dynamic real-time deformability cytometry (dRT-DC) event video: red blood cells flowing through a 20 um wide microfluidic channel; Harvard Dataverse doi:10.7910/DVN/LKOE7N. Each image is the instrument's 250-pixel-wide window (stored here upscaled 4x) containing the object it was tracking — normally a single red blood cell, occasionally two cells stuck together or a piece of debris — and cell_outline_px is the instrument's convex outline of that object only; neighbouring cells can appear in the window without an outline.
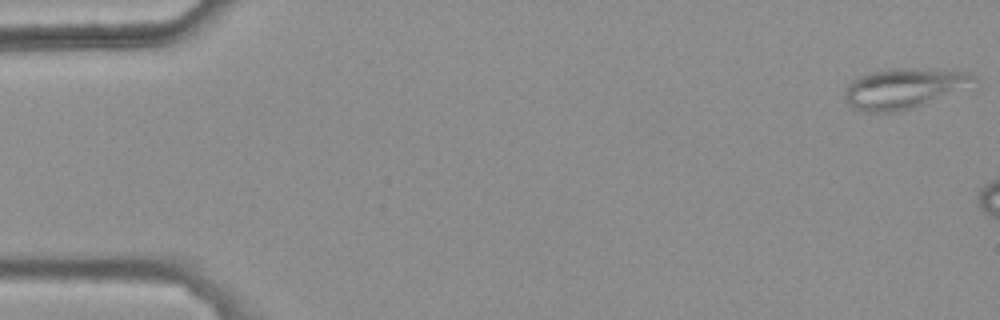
{"species": "common noctule bat (a hibernating species)", "species_latin": "Nyctalus noctula", "temperature_condition": "warm", "stored_images_in_passage": 9, "camera_frame_rate_fps": 3000, "um_per_image_px": 0.085, "animal": {"sex": "female", "body_mass_g": 25.1}, "frame": {"image": 1, "passage_image": 1, "time_ms": 0.0, "image_size_px": [1000, 320], "cell_outline_px": [[976, 76], [924, 104], [912, 108], [896, 112], [868, 112], [852, 108], [848, 104], [844, 96], [844, 92], [848, 84], [852, 80], [860, 76], [872, 72], [888, 68], [936, 68], [968, 72]], "centroid_in_image_um": [76.6, 7.49], "position_along_channel_um": 8.4, "area_um2": 29.07}}